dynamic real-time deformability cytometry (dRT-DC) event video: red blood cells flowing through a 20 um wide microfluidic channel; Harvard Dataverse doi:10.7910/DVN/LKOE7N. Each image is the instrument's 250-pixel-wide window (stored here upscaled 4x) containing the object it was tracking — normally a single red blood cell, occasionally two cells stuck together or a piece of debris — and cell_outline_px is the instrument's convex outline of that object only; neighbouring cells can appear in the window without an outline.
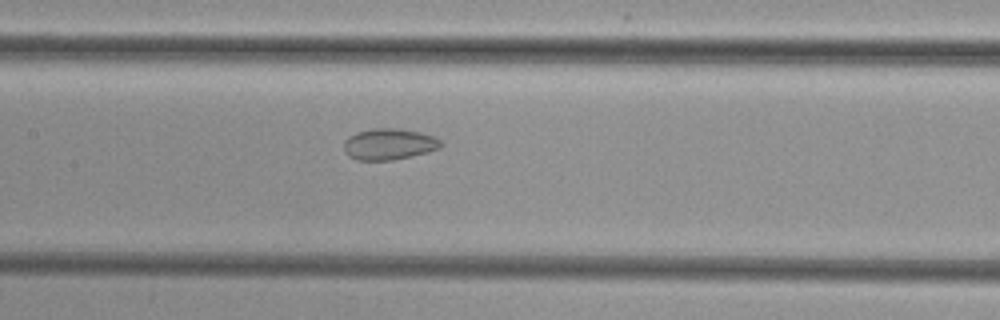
{"species": "common noctule bat (a hibernating species)", "species_latin": "Nyctalus noctula", "temperature_condition": "cold", "stored_images_in_passage": 35, "camera_frame_rate_fps": 3000, "um_per_image_px": 0.085, "animal": {"sex": "female", "body_mass_g": 29.2, "forearm_length_mm": 56.3}, "frame": {"image": 1, "passage_image": 17, "time_ms": 5.333, "image_size_px": [1000, 320], "cell_outline_px": [[444, 144], [440, 148], [392, 160], [356, 160], [348, 156], [344, 152], [344, 140], [348, 136], [356, 132], [372, 128], [400, 128], [420, 132], [432, 136], [440, 140]], "centroid_in_image_um": [33.02, 12.24], "position_along_channel_um": 174.4, "area_um2": 17.69}}
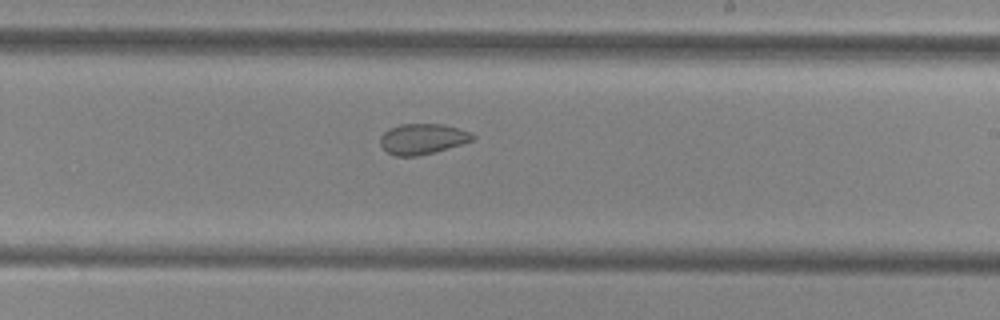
{"frame": {"image": 2, "passage_image": 23, "time_ms": 7.333, "image_size_px": [1000, 320], "cell_outline_px": [[476, 136], [472, 140], [460, 144], [432, 152], [416, 156], [396, 156], [388, 152], [380, 144], [380, 136], [388, 128], [400, 124], [444, 124], [472, 132]], "centroid_in_image_um": [35.9, 11.79], "position_along_channel_um": 253.1, "area_um2": 16.3}}
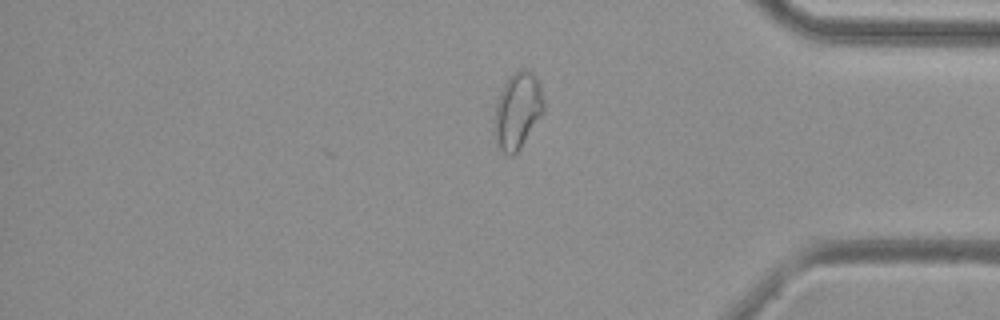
{"frame": {"image": 3, "passage_image": 35, "time_ms": 11.333, "image_size_px": [1000, 320], "cell_outline_px": [[544, 112], [520, 148], [512, 156], [508, 156], [496, 144], [492, 124], [492, 120], [496, 104], [500, 92], [504, 84], [516, 72], [524, 68], [528, 68], [532, 72], [540, 88], [544, 104]], "centroid_in_image_um": [43.96, 9.45], "position_along_channel_um": 391.2, "area_um2": 21.91}}